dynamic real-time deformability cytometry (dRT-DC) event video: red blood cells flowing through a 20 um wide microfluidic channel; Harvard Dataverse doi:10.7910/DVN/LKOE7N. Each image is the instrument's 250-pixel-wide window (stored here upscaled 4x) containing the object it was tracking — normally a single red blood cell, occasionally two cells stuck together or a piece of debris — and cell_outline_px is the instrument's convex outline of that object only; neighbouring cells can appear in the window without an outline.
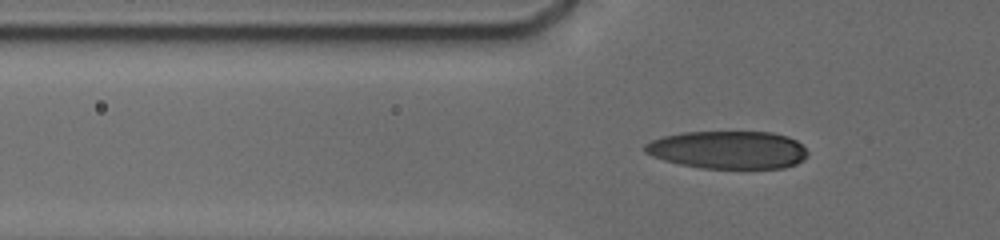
{"species": "human", "species_latin": "Homo sapiens", "temperature_condition": "cold", "stored_images_in_passage": 78, "camera_frame_rate_fps": 3000, "um_per_image_px": 0.085, "donor": {"sex": "male"}, "frame": {"image": 1, "passage_image": 19, "time_ms": 6.667, "image_size_px": [1000, 240], "cell_outline_px": [[808, 156], [804, 160], [796, 164], [784, 168], [704, 168], [680, 164], [664, 160], [652, 156], [644, 152], [644, 144], [652, 140], [664, 136], [684, 132], [772, 132], [788, 136], [796, 140], [808, 152]], "centroid_in_image_um": [61.9, 12.74], "position_along_channel_um": 63.9, "area_um2": 35.95}}
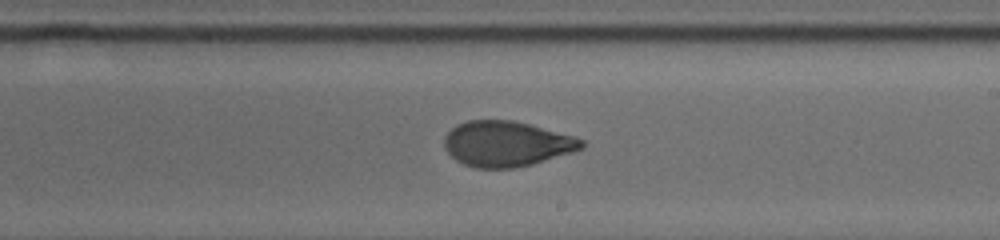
{"frame": {"image": 2, "passage_image": 38, "time_ms": 11.667, "image_size_px": [1000, 240], "cell_outline_px": [[584, 148], [572, 152], [532, 164], [512, 168], [476, 168], [464, 164], [456, 160], [444, 148], [444, 136], [456, 124], [468, 120], [512, 120], [528, 124], [572, 136], [584, 140]], "centroid_in_image_um": [43.02, 12.22], "position_along_channel_um": 246.0, "area_um2": 36.07}}
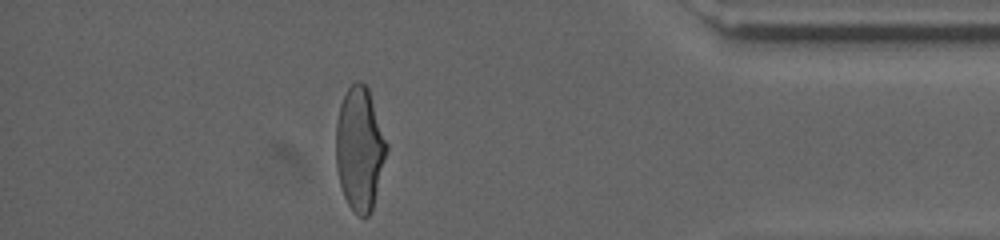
{"frame": {"image": 3, "passage_image": 66, "time_ms": 16.667, "image_size_px": [1000, 240], "cell_outline_px": [[388, 148], [372, 212], [368, 216], [360, 216], [348, 204], [344, 196], [340, 184], [336, 168], [336, 124], [340, 104], [348, 88], [356, 80], [360, 80], [368, 88], [388, 144]], "centroid_in_image_um": [30.58, 12.64], "position_along_channel_um": 404.6, "area_um2": 36.41}, "authors_computed_cell_mechanics": {"area_um2": 36.0672, "velocity_mm_per_s": 3.7827, "shape_relaxation_time_tau1_ms": 5.0566, "shape_relaxation_time_tau2_ms": 1.2467, "deformation_change_tau1": 0.1968, "deformation_change_tau2": 0.0684}}